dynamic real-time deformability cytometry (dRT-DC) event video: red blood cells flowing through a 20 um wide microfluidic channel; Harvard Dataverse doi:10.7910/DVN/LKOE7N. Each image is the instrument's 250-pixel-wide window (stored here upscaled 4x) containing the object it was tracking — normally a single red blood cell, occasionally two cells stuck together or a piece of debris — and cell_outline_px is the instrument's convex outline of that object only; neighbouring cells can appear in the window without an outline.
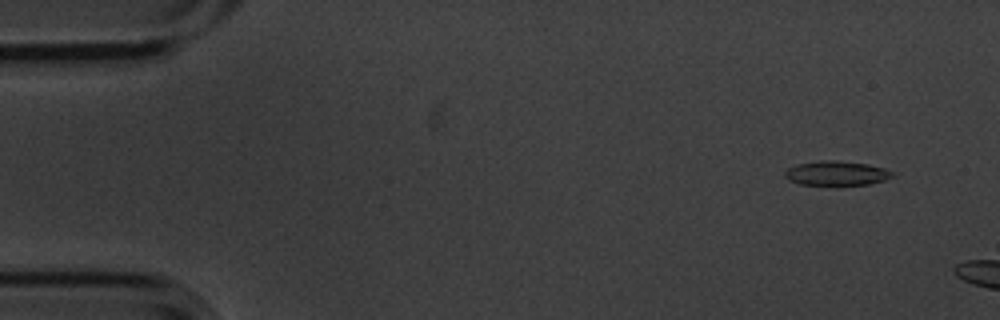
{"species": "common noctule bat (a hibernating species)", "species_latin": "Nyctalus noctula", "temperature_condition": "cold", "stored_images_in_passage": 6, "camera_frame_rate_fps": 3000, "um_per_image_px": 0.085, "animal": {"sex": "male", "body_mass_g": 20.1, "forearm_length_mm": 53.5}, "frame": {"image": 1, "passage_image": 2, "time_ms": 0.333, "image_size_px": [1000, 320], "cell_outline_px": [[896, 176], [884, 180], [868, 184], [836, 188], [800, 184], [788, 180], [784, 176], [784, 172], [788, 168], [796, 164], [820, 160], [836, 160], [868, 164], [884, 168], [892, 172]], "centroid_in_image_um": [71.08, 14.77], "position_along_channel_um": 13.9, "area_um2": 16.18}}